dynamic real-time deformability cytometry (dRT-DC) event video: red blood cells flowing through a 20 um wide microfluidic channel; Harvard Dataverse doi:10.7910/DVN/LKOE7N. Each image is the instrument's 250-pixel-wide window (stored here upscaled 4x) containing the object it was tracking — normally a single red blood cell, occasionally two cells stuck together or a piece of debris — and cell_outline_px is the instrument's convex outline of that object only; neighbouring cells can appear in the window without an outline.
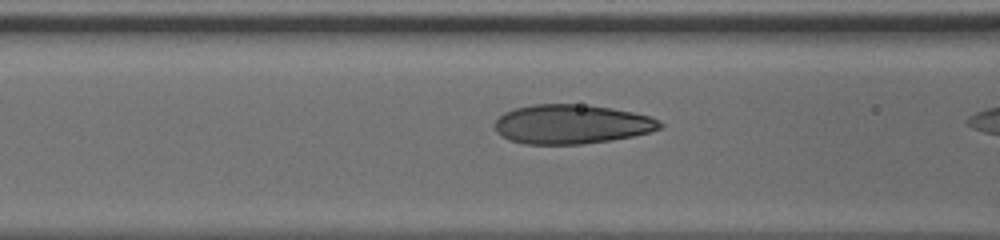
{"species": "human", "species_latin": "Homo sapiens", "temperature_condition": "cold", "stored_images_in_passage": 12, "camera_frame_rate_fps": 3000, "um_per_image_px": 0.085, "donor": {"sex": "male"}, "frame": {"image": 1, "passage_image": 7, "time_ms": 2.0, "image_size_px": [1000, 240], "cell_outline_px": [[664, 124], [660, 128], [648, 132], [632, 136], [612, 140], [584, 144], [524, 144], [512, 140], [496, 132], [496, 120], [504, 112], [516, 108], [532, 104], [588, 104], [612, 108], [652, 116], [660, 120]], "centroid_in_image_um": [48.62, 10.55], "position_along_channel_um": 118.0, "area_um2": 37.86}}
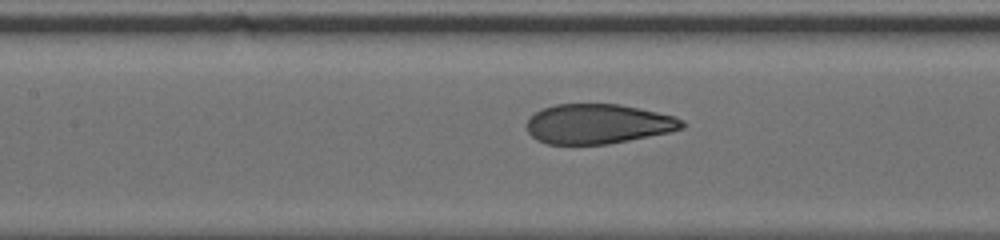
{"frame": {"image": 2, "passage_image": 10, "time_ms": 3.0, "image_size_px": [1000, 240], "cell_outline_px": [[684, 128], [672, 132], [608, 144], [548, 144], [536, 140], [528, 132], [528, 120], [536, 112], [544, 108], [556, 104], [620, 104], [640, 108], [676, 116], [684, 120]], "centroid_in_image_um": [50.89, 10.53], "position_along_channel_um": 156.5, "area_um2": 36.07}}